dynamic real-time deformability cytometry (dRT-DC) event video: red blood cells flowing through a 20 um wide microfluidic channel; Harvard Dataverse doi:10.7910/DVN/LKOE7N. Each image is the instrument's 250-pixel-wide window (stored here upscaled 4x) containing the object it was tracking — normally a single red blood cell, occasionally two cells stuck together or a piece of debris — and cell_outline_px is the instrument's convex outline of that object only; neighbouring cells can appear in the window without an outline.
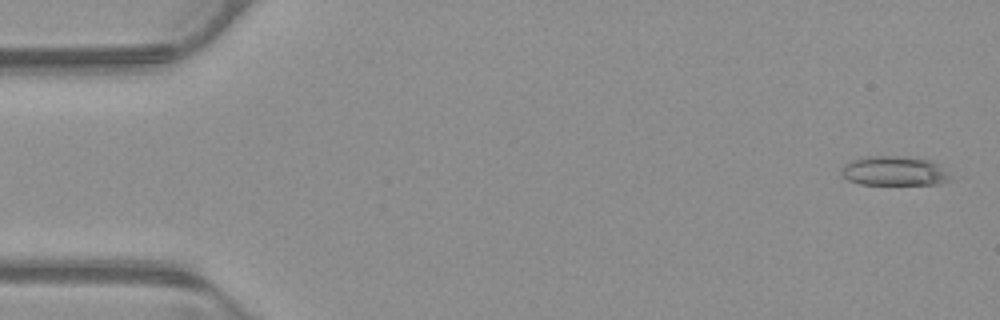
{"species": "common noctule bat (a hibernating species)", "species_latin": "Nyctalus noctula", "temperature_condition": "warm", "stored_images_in_passage": 53, "camera_frame_rate_fps": 3000, "um_per_image_px": 0.085, "animal": {"sex": "male", "body_mass_g": 23.1, "forearm_length_mm": 52.7}, "frame": {"image": 1, "passage_image": 2, "time_ms": 0.333, "image_size_px": [1000, 320], "cell_outline_px": [[952, 180], [936, 184], [860, 184], [848, 180], [840, 172], [840, 168], [844, 164], [860, 156], [900, 156], [928, 160], [936, 164], [948, 172]], "centroid_in_image_um": [75.96, 14.53], "position_along_channel_um": 9.0, "area_um2": 18.67}}
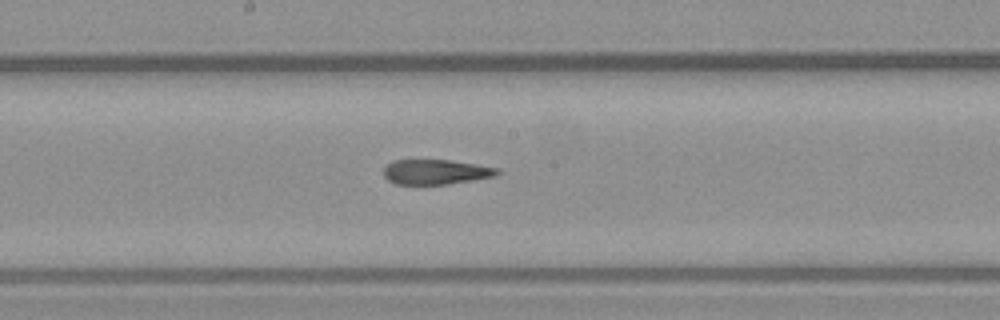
{"frame": {"image": 2, "passage_image": 28, "time_ms": 9.0, "image_size_px": [1000, 320], "cell_outline_px": [[500, 172], [496, 176], [448, 184], [396, 184], [388, 180], [384, 176], [384, 168], [392, 160], [448, 160], [476, 164], [496, 168]], "centroid_in_image_um": [37.02, 14.61], "position_along_channel_um": 211.2, "area_um2": 16.36}}
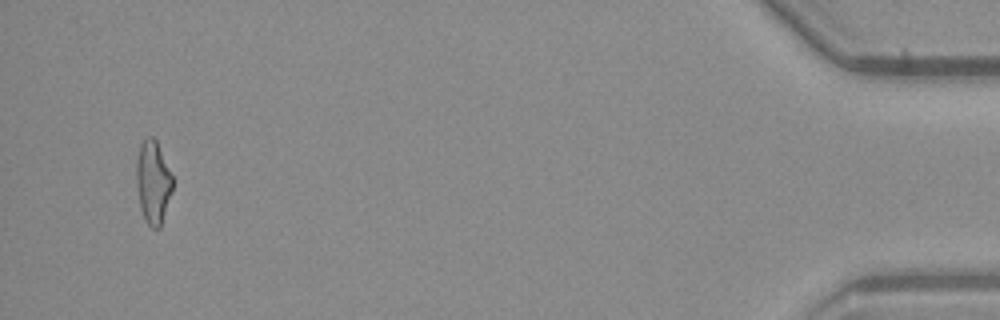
{"frame": {"image": 3, "passage_image": 51, "time_ms": 16.667, "image_size_px": [1000, 320], "cell_outline_px": [[176, 180], [160, 228], [152, 228], [144, 220], [140, 208], [136, 184], [136, 160], [140, 144], [148, 136], [152, 136], [156, 140]], "centroid_in_image_um": [13.03, 15.48], "position_along_channel_um": 422.2, "area_um2": 18.03}, "authors_computed_cell_mechanics": {"area_um2": 18.207, "velocity_mm_per_s": 3.9047, "shape_relaxation_time_tau1_ms": null, "shape_relaxation_time_tau2_ms": 2.723, "deformation_change_tau1": null, "deformation_change_tau2": 0.1243}}